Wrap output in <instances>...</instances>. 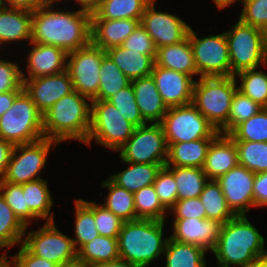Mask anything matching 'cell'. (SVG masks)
Segmentation results:
<instances>
[{"label":"cell","mask_w":267,"mask_h":267,"mask_svg":"<svg viewBox=\"0 0 267 267\" xmlns=\"http://www.w3.org/2000/svg\"><path fill=\"white\" fill-rule=\"evenodd\" d=\"M92 12L53 9L43 6L32 11V36L30 43L58 46L67 53L91 43Z\"/></svg>","instance_id":"obj_1"},{"label":"cell","mask_w":267,"mask_h":267,"mask_svg":"<svg viewBox=\"0 0 267 267\" xmlns=\"http://www.w3.org/2000/svg\"><path fill=\"white\" fill-rule=\"evenodd\" d=\"M265 240L246 215H235L221 225L212 252L219 265L247 267L255 259L267 255Z\"/></svg>","instance_id":"obj_2"},{"label":"cell","mask_w":267,"mask_h":267,"mask_svg":"<svg viewBox=\"0 0 267 267\" xmlns=\"http://www.w3.org/2000/svg\"><path fill=\"white\" fill-rule=\"evenodd\" d=\"M91 100L77 91L64 96L43 117L45 138L59 143L67 140L87 141L91 124Z\"/></svg>","instance_id":"obj_3"},{"label":"cell","mask_w":267,"mask_h":267,"mask_svg":"<svg viewBox=\"0 0 267 267\" xmlns=\"http://www.w3.org/2000/svg\"><path fill=\"white\" fill-rule=\"evenodd\" d=\"M165 222L153 219L124 222L117 237L120 260L133 267H148L163 255L169 239H163Z\"/></svg>","instance_id":"obj_4"},{"label":"cell","mask_w":267,"mask_h":267,"mask_svg":"<svg viewBox=\"0 0 267 267\" xmlns=\"http://www.w3.org/2000/svg\"><path fill=\"white\" fill-rule=\"evenodd\" d=\"M236 81L234 76L201 77L195 81L192 104L218 131L228 122Z\"/></svg>","instance_id":"obj_5"},{"label":"cell","mask_w":267,"mask_h":267,"mask_svg":"<svg viewBox=\"0 0 267 267\" xmlns=\"http://www.w3.org/2000/svg\"><path fill=\"white\" fill-rule=\"evenodd\" d=\"M0 138L14 146L45 138L43 117L29 95L22 90L0 117Z\"/></svg>","instance_id":"obj_6"},{"label":"cell","mask_w":267,"mask_h":267,"mask_svg":"<svg viewBox=\"0 0 267 267\" xmlns=\"http://www.w3.org/2000/svg\"><path fill=\"white\" fill-rule=\"evenodd\" d=\"M225 31L230 57V76L246 69L267 66L264 31L247 25L239 19Z\"/></svg>","instance_id":"obj_7"},{"label":"cell","mask_w":267,"mask_h":267,"mask_svg":"<svg viewBox=\"0 0 267 267\" xmlns=\"http://www.w3.org/2000/svg\"><path fill=\"white\" fill-rule=\"evenodd\" d=\"M91 124L86 145L93 139L97 144L118 151L131 137L135 126L128 122L107 100H92Z\"/></svg>","instance_id":"obj_8"},{"label":"cell","mask_w":267,"mask_h":267,"mask_svg":"<svg viewBox=\"0 0 267 267\" xmlns=\"http://www.w3.org/2000/svg\"><path fill=\"white\" fill-rule=\"evenodd\" d=\"M160 124L167 143L216 138L220 134L192 103L168 108Z\"/></svg>","instance_id":"obj_9"},{"label":"cell","mask_w":267,"mask_h":267,"mask_svg":"<svg viewBox=\"0 0 267 267\" xmlns=\"http://www.w3.org/2000/svg\"><path fill=\"white\" fill-rule=\"evenodd\" d=\"M124 163L166 165L168 145L160 123L135 127L133 134L118 150Z\"/></svg>","instance_id":"obj_10"},{"label":"cell","mask_w":267,"mask_h":267,"mask_svg":"<svg viewBox=\"0 0 267 267\" xmlns=\"http://www.w3.org/2000/svg\"><path fill=\"white\" fill-rule=\"evenodd\" d=\"M22 244L33 255L60 267L77 263V250L72 238L61 233L55 222H45L39 230L28 232Z\"/></svg>","instance_id":"obj_11"},{"label":"cell","mask_w":267,"mask_h":267,"mask_svg":"<svg viewBox=\"0 0 267 267\" xmlns=\"http://www.w3.org/2000/svg\"><path fill=\"white\" fill-rule=\"evenodd\" d=\"M56 144L60 145L55 140L43 138L32 143L16 145L2 181L21 185L41 179L40 173L47 163L50 148Z\"/></svg>","instance_id":"obj_12"},{"label":"cell","mask_w":267,"mask_h":267,"mask_svg":"<svg viewBox=\"0 0 267 267\" xmlns=\"http://www.w3.org/2000/svg\"><path fill=\"white\" fill-rule=\"evenodd\" d=\"M188 38L200 78L230 76V57L225 32L198 38L197 33L190 28Z\"/></svg>","instance_id":"obj_13"},{"label":"cell","mask_w":267,"mask_h":267,"mask_svg":"<svg viewBox=\"0 0 267 267\" xmlns=\"http://www.w3.org/2000/svg\"><path fill=\"white\" fill-rule=\"evenodd\" d=\"M105 55V50L92 43L68 53L66 70L71 77L73 89L91 101L98 95L100 66Z\"/></svg>","instance_id":"obj_14"},{"label":"cell","mask_w":267,"mask_h":267,"mask_svg":"<svg viewBox=\"0 0 267 267\" xmlns=\"http://www.w3.org/2000/svg\"><path fill=\"white\" fill-rule=\"evenodd\" d=\"M155 1L152 0L145 8L140 24L151 36L156 48L185 40L191 27L172 13L156 11Z\"/></svg>","instance_id":"obj_15"},{"label":"cell","mask_w":267,"mask_h":267,"mask_svg":"<svg viewBox=\"0 0 267 267\" xmlns=\"http://www.w3.org/2000/svg\"><path fill=\"white\" fill-rule=\"evenodd\" d=\"M255 173L238 164L216 181L222 188L228 207L235 215H246L253 202Z\"/></svg>","instance_id":"obj_16"},{"label":"cell","mask_w":267,"mask_h":267,"mask_svg":"<svg viewBox=\"0 0 267 267\" xmlns=\"http://www.w3.org/2000/svg\"><path fill=\"white\" fill-rule=\"evenodd\" d=\"M23 90L29 95L42 115L58 100L74 91L67 70L54 75L23 79Z\"/></svg>","instance_id":"obj_17"},{"label":"cell","mask_w":267,"mask_h":267,"mask_svg":"<svg viewBox=\"0 0 267 267\" xmlns=\"http://www.w3.org/2000/svg\"><path fill=\"white\" fill-rule=\"evenodd\" d=\"M151 75L168 108L192 103L194 77L156 65Z\"/></svg>","instance_id":"obj_18"},{"label":"cell","mask_w":267,"mask_h":267,"mask_svg":"<svg viewBox=\"0 0 267 267\" xmlns=\"http://www.w3.org/2000/svg\"><path fill=\"white\" fill-rule=\"evenodd\" d=\"M221 225L220 222L208 218L174 219L173 234L170 238L180 243L199 246L210 252L216 246Z\"/></svg>","instance_id":"obj_19"},{"label":"cell","mask_w":267,"mask_h":267,"mask_svg":"<svg viewBox=\"0 0 267 267\" xmlns=\"http://www.w3.org/2000/svg\"><path fill=\"white\" fill-rule=\"evenodd\" d=\"M27 59L28 76L23 72L22 79H33L64 72L67 69L68 53L58 46L30 43Z\"/></svg>","instance_id":"obj_20"},{"label":"cell","mask_w":267,"mask_h":267,"mask_svg":"<svg viewBox=\"0 0 267 267\" xmlns=\"http://www.w3.org/2000/svg\"><path fill=\"white\" fill-rule=\"evenodd\" d=\"M238 164V151L234 141L226 134H219L208 148L202 169L208 180H217Z\"/></svg>","instance_id":"obj_21"},{"label":"cell","mask_w":267,"mask_h":267,"mask_svg":"<svg viewBox=\"0 0 267 267\" xmlns=\"http://www.w3.org/2000/svg\"><path fill=\"white\" fill-rule=\"evenodd\" d=\"M141 19H91V43L103 50L121 46Z\"/></svg>","instance_id":"obj_22"},{"label":"cell","mask_w":267,"mask_h":267,"mask_svg":"<svg viewBox=\"0 0 267 267\" xmlns=\"http://www.w3.org/2000/svg\"><path fill=\"white\" fill-rule=\"evenodd\" d=\"M137 106L146 123H161L168 111L152 75L131 81Z\"/></svg>","instance_id":"obj_23"},{"label":"cell","mask_w":267,"mask_h":267,"mask_svg":"<svg viewBox=\"0 0 267 267\" xmlns=\"http://www.w3.org/2000/svg\"><path fill=\"white\" fill-rule=\"evenodd\" d=\"M32 36V12L0 5V45L29 40Z\"/></svg>","instance_id":"obj_24"},{"label":"cell","mask_w":267,"mask_h":267,"mask_svg":"<svg viewBox=\"0 0 267 267\" xmlns=\"http://www.w3.org/2000/svg\"><path fill=\"white\" fill-rule=\"evenodd\" d=\"M155 65L186 75L198 76L193 50L187 37L185 40L157 48Z\"/></svg>","instance_id":"obj_25"},{"label":"cell","mask_w":267,"mask_h":267,"mask_svg":"<svg viewBox=\"0 0 267 267\" xmlns=\"http://www.w3.org/2000/svg\"><path fill=\"white\" fill-rule=\"evenodd\" d=\"M215 138H202L188 142L167 143L165 166L202 168L208 148Z\"/></svg>","instance_id":"obj_26"},{"label":"cell","mask_w":267,"mask_h":267,"mask_svg":"<svg viewBox=\"0 0 267 267\" xmlns=\"http://www.w3.org/2000/svg\"><path fill=\"white\" fill-rule=\"evenodd\" d=\"M106 54L130 81L151 75L155 65L151 56L122 46L109 48Z\"/></svg>","instance_id":"obj_27"},{"label":"cell","mask_w":267,"mask_h":267,"mask_svg":"<svg viewBox=\"0 0 267 267\" xmlns=\"http://www.w3.org/2000/svg\"><path fill=\"white\" fill-rule=\"evenodd\" d=\"M120 260L117 238L97 236L77 252V263L98 267Z\"/></svg>","instance_id":"obj_28"},{"label":"cell","mask_w":267,"mask_h":267,"mask_svg":"<svg viewBox=\"0 0 267 267\" xmlns=\"http://www.w3.org/2000/svg\"><path fill=\"white\" fill-rule=\"evenodd\" d=\"M127 169L108 177L114 184L135 193L143 187L150 186L164 164L126 163Z\"/></svg>","instance_id":"obj_29"},{"label":"cell","mask_w":267,"mask_h":267,"mask_svg":"<svg viewBox=\"0 0 267 267\" xmlns=\"http://www.w3.org/2000/svg\"><path fill=\"white\" fill-rule=\"evenodd\" d=\"M152 0H100L91 19H141Z\"/></svg>","instance_id":"obj_30"},{"label":"cell","mask_w":267,"mask_h":267,"mask_svg":"<svg viewBox=\"0 0 267 267\" xmlns=\"http://www.w3.org/2000/svg\"><path fill=\"white\" fill-rule=\"evenodd\" d=\"M206 252L199 246L180 243L169 237L163 253L166 256L165 267H206Z\"/></svg>","instance_id":"obj_31"},{"label":"cell","mask_w":267,"mask_h":267,"mask_svg":"<svg viewBox=\"0 0 267 267\" xmlns=\"http://www.w3.org/2000/svg\"><path fill=\"white\" fill-rule=\"evenodd\" d=\"M21 185L25 194V207H29L38 218L47 219L46 222H54V214H50L53 199L47 181L41 178Z\"/></svg>","instance_id":"obj_32"},{"label":"cell","mask_w":267,"mask_h":267,"mask_svg":"<svg viewBox=\"0 0 267 267\" xmlns=\"http://www.w3.org/2000/svg\"><path fill=\"white\" fill-rule=\"evenodd\" d=\"M177 184L178 200L198 198L208 180L202 168L166 166Z\"/></svg>","instance_id":"obj_33"},{"label":"cell","mask_w":267,"mask_h":267,"mask_svg":"<svg viewBox=\"0 0 267 267\" xmlns=\"http://www.w3.org/2000/svg\"><path fill=\"white\" fill-rule=\"evenodd\" d=\"M199 198L205 208L206 218L224 224L235 216L228 207L222 188L216 180L205 183Z\"/></svg>","instance_id":"obj_34"},{"label":"cell","mask_w":267,"mask_h":267,"mask_svg":"<svg viewBox=\"0 0 267 267\" xmlns=\"http://www.w3.org/2000/svg\"><path fill=\"white\" fill-rule=\"evenodd\" d=\"M75 236L72 238L77 252L89 241L99 236L95 226L94 202L75 199Z\"/></svg>","instance_id":"obj_35"},{"label":"cell","mask_w":267,"mask_h":267,"mask_svg":"<svg viewBox=\"0 0 267 267\" xmlns=\"http://www.w3.org/2000/svg\"><path fill=\"white\" fill-rule=\"evenodd\" d=\"M109 190L106 201L101 204L124 222L136 220L134 194L114 184L109 178L102 183Z\"/></svg>","instance_id":"obj_36"},{"label":"cell","mask_w":267,"mask_h":267,"mask_svg":"<svg viewBox=\"0 0 267 267\" xmlns=\"http://www.w3.org/2000/svg\"><path fill=\"white\" fill-rule=\"evenodd\" d=\"M26 229L0 192V248L22 244Z\"/></svg>","instance_id":"obj_37"},{"label":"cell","mask_w":267,"mask_h":267,"mask_svg":"<svg viewBox=\"0 0 267 267\" xmlns=\"http://www.w3.org/2000/svg\"><path fill=\"white\" fill-rule=\"evenodd\" d=\"M131 84L128 77L115 65L106 54L100 66V84L94 100H108L113 94Z\"/></svg>","instance_id":"obj_38"},{"label":"cell","mask_w":267,"mask_h":267,"mask_svg":"<svg viewBox=\"0 0 267 267\" xmlns=\"http://www.w3.org/2000/svg\"><path fill=\"white\" fill-rule=\"evenodd\" d=\"M239 77L237 90L262 107H267V73L255 69H246L234 75Z\"/></svg>","instance_id":"obj_39"},{"label":"cell","mask_w":267,"mask_h":267,"mask_svg":"<svg viewBox=\"0 0 267 267\" xmlns=\"http://www.w3.org/2000/svg\"><path fill=\"white\" fill-rule=\"evenodd\" d=\"M227 135L233 141L267 142V107H262Z\"/></svg>","instance_id":"obj_40"},{"label":"cell","mask_w":267,"mask_h":267,"mask_svg":"<svg viewBox=\"0 0 267 267\" xmlns=\"http://www.w3.org/2000/svg\"><path fill=\"white\" fill-rule=\"evenodd\" d=\"M134 206L137 219H153L165 221L168 211L160 202L155 188L146 186L134 193Z\"/></svg>","instance_id":"obj_41"},{"label":"cell","mask_w":267,"mask_h":267,"mask_svg":"<svg viewBox=\"0 0 267 267\" xmlns=\"http://www.w3.org/2000/svg\"><path fill=\"white\" fill-rule=\"evenodd\" d=\"M238 151V163L248 170L267 171V142L234 141Z\"/></svg>","instance_id":"obj_42"},{"label":"cell","mask_w":267,"mask_h":267,"mask_svg":"<svg viewBox=\"0 0 267 267\" xmlns=\"http://www.w3.org/2000/svg\"><path fill=\"white\" fill-rule=\"evenodd\" d=\"M261 108L257 102L236 90L232 97L228 122L219 130L220 134H229L238 124L248 120Z\"/></svg>","instance_id":"obj_43"},{"label":"cell","mask_w":267,"mask_h":267,"mask_svg":"<svg viewBox=\"0 0 267 267\" xmlns=\"http://www.w3.org/2000/svg\"><path fill=\"white\" fill-rule=\"evenodd\" d=\"M0 192L6 203L26 227H28L32 219L39 220L29 207H25V194H23L22 185L1 181Z\"/></svg>","instance_id":"obj_44"},{"label":"cell","mask_w":267,"mask_h":267,"mask_svg":"<svg viewBox=\"0 0 267 267\" xmlns=\"http://www.w3.org/2000/svg\"><path fill=\"white\" fill-rule=\"evenodd\" d=\"M107 101L118 109L122 116L135 127L146 124L137 106L132 84L113 94Z\"/></svg>","instance_id":"obj_45"},{"label":"cell","mask_w":267,"mask_h":267,"mask_svg":"<svg viewBox=\"0 0 267 267\" xmlns=\"http://www.w3.org/2000/svg\"><path fill=\"white\" fill-rule=\"evenodd\" d=\"M155 191L162 205L169 210L178 200L177 184L174 174L166 167H162L153 183Z\"/></svg>","instance_id":"obj_46"},{"label":"cell","mask_w":267,"mask_h":267,"mask_svg":"<svg viewBox=\"0 0 267 267\" xmlns=\"http://www.w3.org/2000/svg\"><path fill=\"white\" fill-rule=\"evenodd\" d=\"M239 2L243 3L239 20L264 31L267 28V0H240Z\"/></svg>","instance_id":"obj_47"},{"label":"cell","mask_w":267,"mask_h":267,"mask_svg":"<svg viewBox=\"0 0 267 267\" xmlns=\"http://www.w3.org/2000/svg\"><path fill=\"white\" fill-rule=\"evenodd\" d=\"M95 226L100 235L110 238H117L124 223L103 205L94 202Z\"/></svg>","instance_id":"obj_48"},{"label":"cell","mask_w":267,"mask_h":267,"mask_svg":"<svg viewBox=\"0 0 267 267\" xmlns=\"http://www.w3.org/2000/svg\"><path fill=\"white\" fill-rule=\"evenodd\" d=\"M121 46L134 51H140V53L149 55L154 60L156 59L157 48L142 24L138 25Z\"/></svg>","instance_id":"obj_49"},{"label":"cell","mask_w":267,"mask_h":267,"mask_svg":"<svg viewBox=\"0 0 267 267\" xmlns=\"http://www.w3.org/2000/svg\"><path fill=\"white\" fill-rule=\"evenodd\" d=\"M22 70L15 62L0 59V93L22 91Z\"/></svg>","instance_id":"obj_50"},{"label":"cell","mask_w":267,"mask_h":267,"mask_svg":"<svg viewBox=\"0 0 267 267\" xmlns=\"http://www.w3.org/2000/svg\"><path fill=\"white\" fill-rule=\"evenodd\" d=\"M168 211L173 212L175 219L206 218V211L199 197L177 200Z\"/></svg>","instance_id":"obj_51"},{"label":"cell","mask_w":267,"mask_h":267,"mask_svg":"<svg viewBox=\"0 0 267 267\" xmlns=\"http://www.w3.org/2000/svg\"><path fill=\"white\" fill-rule=\"evenodd\" d=\"M17 254L8 260L14 267H60L58 264L33 255L23 244Z\"/></svg>","instance_id":"obj_52"},{"label":"cell","mask_w":267,"mask_h":267,"mask_svg":"<svg viewBox=\"0 0 267 267\" xmlns=\"http://www.w3.org/2000/svg\"><path fill=\"white\" fill-rule=\"evenodd\" d=\"M253 202L255 207L267 206V171L255 173Z\"/></svg>","instance_id":"obj_53"},{"label":"cell","mask_w":267,"mask_h":267,"mask_svg":"<svg viewBox=\"0 0 267 267\" xmlns=\"http://www.w3.org/2000/svg\"><path fill=\"white\" fill-rule=\"evenodd\" d=\"M14 147L12 143L0 138V182L3 180Z\"/></svg>","instance_id":"obj_54"},{"label":"cell","mask_w":267,"mask_h":267,"mask_svg":"<svg viewBox=\"0 0 267 267\" xmlns=\"http://www.w3.org/2000/svg\"><path fill=\"white\" fill-rule=\"evenodd\" d=\"M0 5L8 8L29 10L31 12L44 6L39 0H0Z\"/></svg>","instance_id":"obj_55"},{"label":"cell","mask_w":267,"mask_h":267,"mask_svg":"<svg viewBox=\"0 0 267 267\" xmlns=\"http://www.w3.org/2000/svg\"><path fill=\"white\" fill-rule=\"evenodd\" d=\"M21 91H8L0 93V117L12 106L15 97Z\"/></svg>","instance_id":"obj_56"},{"label":"cell","mask_w":267,"mask_h":267,"mask_svg":"<svg viewBox=\"0 0 267 267\" xmlns=\"http://www.w3.org/2000/svg\"><path fill=\"white\" fill-rule=\"evenodd\" d=\"M81 9L93 12L99 5L100 0H76Z\"/></svg>","instance_id":"obj_57"},{"label":"cell","mask_w":267,"mask_h":267,"mask_svg":"<svg viewBox=\"0 0 267 267\" xmlns=\"http://www.w3.org/2000/svg\"><path fill=\"white\" fill-rule=\"evenodd\" d=\"M247 267H267V255L255 259V260H254L249 266H247Z\"/></svg>","instance_id":"obj_58"},{"label":"cell","mask_w":267,"mask_h":267,"mask_svg":"<svg viewBox=\"0 0 267 267\" xmlns=\"http://www.w3.org/2000/svg\"><path fill=\"white\" fill-rule=\"evenodd\" d=\"M214 4L217 6L219 9H225L227 6H231V4L235 3V1H240V0H213Z\"/></svg>","instance_id":"obj_59"},{"label":"cell","mask_w":267,"mask_h":267,"mask_svg":"<svg viewBox=\"0 0 267 267\" xmlns=\"http://www.w3.org/2000/svg\"><path fill=\"white\" fill-rule=\"evenodd\" d=\"M98 267H133L132 265H129L128 263H126L125 261L122 260H118L116 262L113 263H107Z\"/></svg>","instance_id":"obj_60"},{"label":"cell","mask_w":267,"mask_h":267,"mask_svg":"<svg viewBox=\"0 0 267 267\" xmlns=\"http://www.w3.org/2000/svg\"><path fill=\"white\" fill-rule=\"evenodd\" d=\"M0 267H14L12 264L8 261L7 255L2 254L0 256Z\"/></svg>","instance_id":"obj_61"},{"label":"cell","mask_w":267,"mask_h":267,"mask_svg":"<svg viewBox=\"0 0 267 267\" xmlns=\"http://www.w3.org/2000/svg\"><path fill=\"white\" fill-rule=\"evenodd\" d=\"M44 6H52L55 2H60L63 0H39Z\"/></svg>","instance_id":"obj_62"},{"label":"cell","mask_w":267,"mask_h":267,"mask_svg":"<svg viewBox=\"0 0 267 267\" xmlns=\"http://www.w3.org/2000/svg\"><path fill=\"white\" fill-rule=\"evenodd\" d=\"M62 267H90V266L83 265V264H80V263H75V264H71V265H67V266H62Z\"/></svg>","instance_id":"obj_63"},{"label":"cell","mask_w":267,"mask_h":267,"mask_svg":"<svg viewBox=\"0 0 267 267\" xmlns=\"http://www.w3.org/2000/svg\"><path fill=\"white\" fill-rule=\"evenodd\" d=\"M265 46L267 49V28L264 30Z\"/></svg>","instance_id":"obj_64"},{"label":"cell","mask_w":267,"mask_h":267,"mask_svg":"<svg viewBox=\"0 0 267 267\" xmlns=\"http://www.w3.org/2000/svg\"><path fill=\"white\" fill-rule=\"evenodd\" d=\"M216 267H226V266H222V265H219V264H218Z\"/></svg>","instance_id":"obj_65"}]
</instances>
